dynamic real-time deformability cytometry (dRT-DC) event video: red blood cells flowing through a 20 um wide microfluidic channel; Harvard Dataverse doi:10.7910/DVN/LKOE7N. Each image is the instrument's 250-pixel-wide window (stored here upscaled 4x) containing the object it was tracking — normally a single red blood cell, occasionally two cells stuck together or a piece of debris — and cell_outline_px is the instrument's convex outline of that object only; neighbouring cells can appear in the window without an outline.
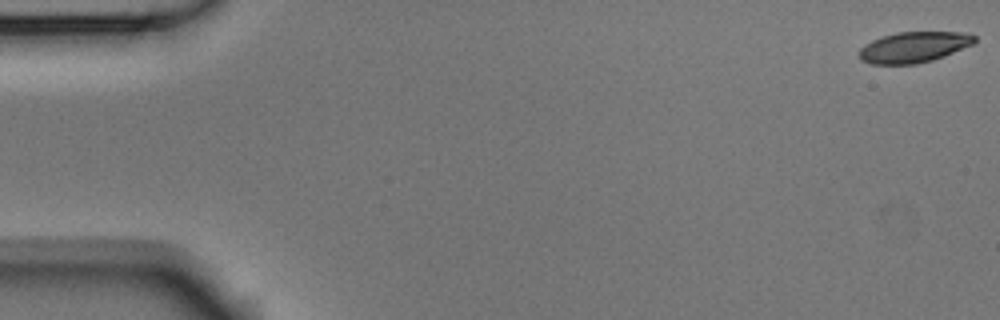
{"species": "Egyptian fruit bat (a non-hibernating species)", "species_latin": "Rousettus aegyptiacus", "temperature_condition": "room temperature", "stored_images_in_passage": 54, "camera_frame_rate_fps": 3000, "um_per_image_px": 0.085, "animal": {"sex": "male"}, "frame": {"image": 1, "passage_image": 1, "time_ms": 0.0, "image_size_px": [1000, 320], "cell_outline_px": [[976, 40], [972, 44], [944, 56], [932, 60], [916, 64], [872, 64], [860, 60], [860, 48], [864, 44], [872, 40], [896, 32], [964, 32], [976, 36]], "centroid_in_image_um": [77.66, 4.0], "position_along_channel_um": 7.3, "area_um2": 20.58}}
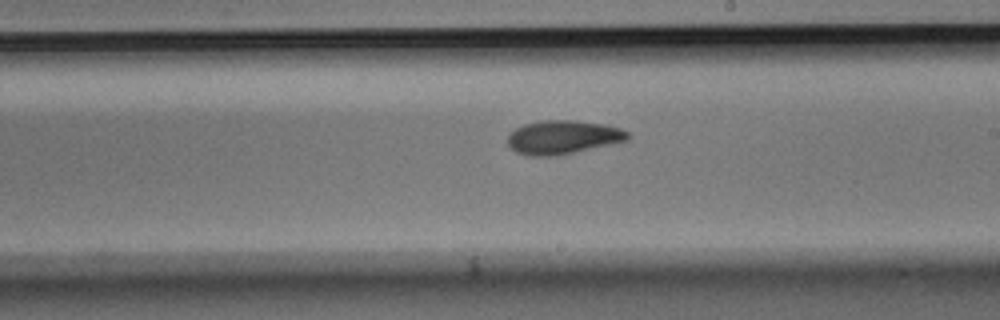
{"frame": {"image": 2, "passage_image": 31, "time_ms": 10.0, "image_size_px": [1000, 320], "cell_outline_px": [[628, 140], [556, 156], [528, 156], [516, 152], [508, 144], [508, 136], [516, 128], [524, 124], [540, 120], [576, 120], [604, 124], [620, 128], [628, 132]], "centroid_in_image_um": [47.83, 11.66], "position_along_channel_um": 241.2, "area_um2": 23.47}}
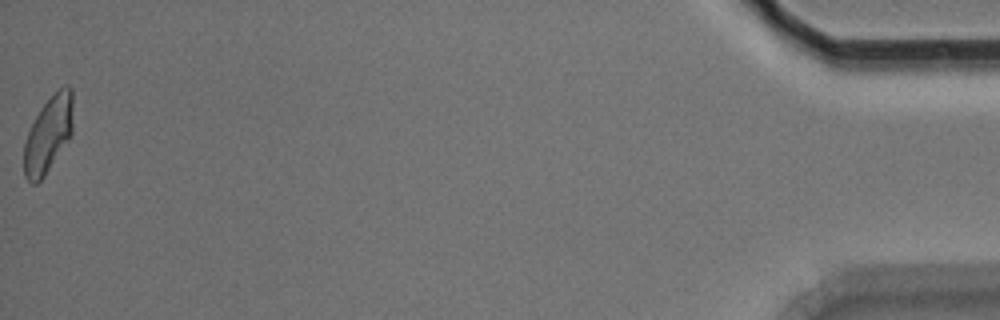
{"frame": {"image": 3, "passage_image": 54, "time_ms": 17.667, "image_size_px": [1000, 320], "cell_outline_px": [[72, 132], [68, 140], [44, 176], [36, 184], [32, 184], [24, 176], [24, 144], [28, 132], [40, 108], [64, 84], [68, 84], [72, 88]], "centroid_in_image_um": [4.1, 11.42], "position_along_channel_um": 431.1, "area_um2": 21.5}, "authors_computed_cell_mechanics": {"area_um2": 22.253, "velocity_mm_per_s": 3.7506, "shape_relaxation_time_tau1_ms": 3.4678, "shape_relaxation_time_tau2_ms": 4.4974, "deformation_change_tau1": 0.1292, "deformation_change_tau2": 0.1013}}